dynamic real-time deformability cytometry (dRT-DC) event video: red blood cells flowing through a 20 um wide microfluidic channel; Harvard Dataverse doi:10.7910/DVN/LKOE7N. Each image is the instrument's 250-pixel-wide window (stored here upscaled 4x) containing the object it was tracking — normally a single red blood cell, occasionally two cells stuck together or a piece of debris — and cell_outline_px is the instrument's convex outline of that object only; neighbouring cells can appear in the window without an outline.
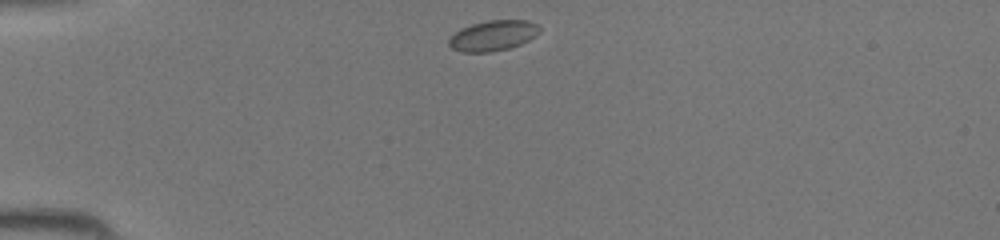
{"species": "common noctule bat (a hibernating species)", "species_latin": "Nyctalus noctula", "temperature_condition": "room temperature", "stored_images_in_passage": 34, "camera_frame_rate_fps": 3000, "um_per_image_px": 0.085, "animal": {"sex": "female", "body_mass_g": 19.5, "forearm_length_mm": 54.1}, "frame": {"image": 1, "passage_image": 1, "time_ms": 0.0, "image_size_px": [1000, 240], "cell_outline_px": [[540, 32], [536, 36], [520, 44], [508, 48], [492, 52], [460, 52], [452, 48], [448, 44], [448, 40], [460, 28], [472, 24], [488, 20], [528, 20], [536, 24], [540, 28]], "centroid_in_image_um": [41.91, 3.02], "position_along_channel_um": 43.1, "area_um2": 16.07}}
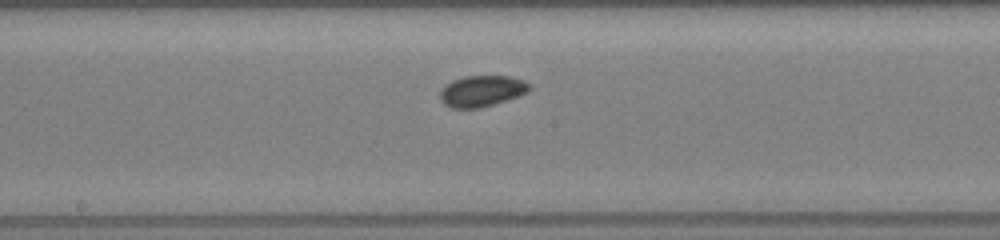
{"frame": {"image": 2, "passage_image": 14, "time_ms": 4.333, "image_size_px": [1000, 240], "cell_outline_px": [[532, 88], [528, 92], [520, 96], [480, 108], [452, 108], [444, 104], [440, 100], [440, 88], [444, 84], [452, 80], [464, 76], [508, 76], [524, 80]], "centroid_in_image_um": [40.93, 7.73], "position_along_channel_um": 207.3, "area_um2": 16.42}}
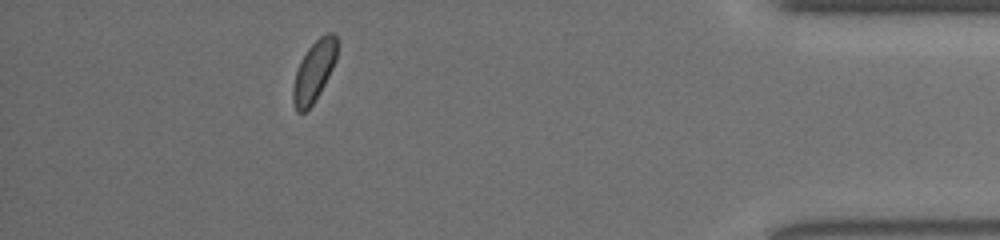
{"frame": {"image": 3, "passage_image": 30, "time_ms": 9.667, "image_size_px": [1000, 240], "cell_outline_px": [[336, 60], [320, 92], [312, 104], [304, 112], [296, 112], [292, 100], [292, 88], [296, 72], [300, 60], [308, 48], [320, 36], [328, 32], [332, 32], [336, 36]], "centroid_in_image_um": [26.66, 6.06], "position_along_channel_um": 408.5, "area_um2": 15.37}}